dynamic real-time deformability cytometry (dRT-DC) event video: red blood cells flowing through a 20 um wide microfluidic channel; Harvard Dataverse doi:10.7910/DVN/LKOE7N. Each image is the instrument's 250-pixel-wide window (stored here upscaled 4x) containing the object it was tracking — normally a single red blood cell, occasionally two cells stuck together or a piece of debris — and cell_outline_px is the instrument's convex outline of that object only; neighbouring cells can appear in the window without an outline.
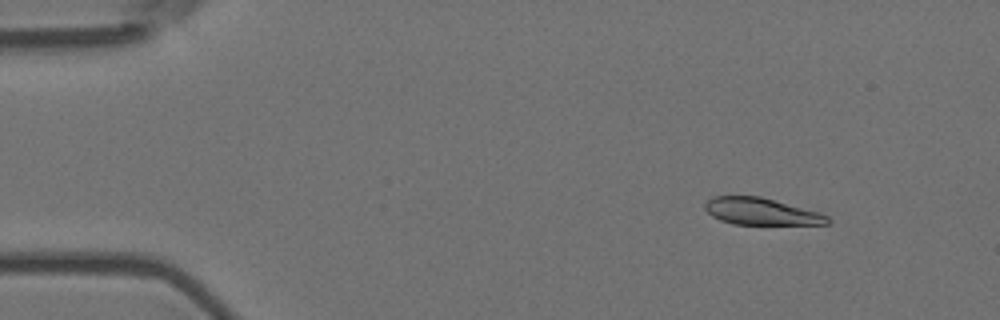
{"species": "Egyptian fruit bat (a non-hibernating species)", "species_latin": "Rousettus aegyptiacus", "temperature_condition": "room temperature", "stored_images_in_passage": 5, "camera_frame_rate_fps": 3000, "um_per_image_px": 0.085, "animal": {"sex": "female"}, "frame": {"image": 1, "passage_image": 2, "time_ms": 0.333, "image_size_px": [1000, 320], "cell_outline_px": [[832, 220], [828, 224], [732, 224], [720, 220], [712, 216], [704, 208], [704, 204], [712, 196], [760, 196], [820, 212], [828, 216]], "centroid_in_image_um": [64.7, 17.97], "position_along_channel_um": 20.3, "area_um2": 19.25}}